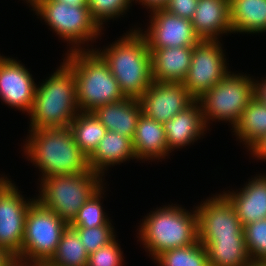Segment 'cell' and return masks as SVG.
I'll return each instance as SVG.
<instances>
[{"label": "cell", "instance_id": "29", "mask_svg": "<svg viewBox=\"0 0 266 266\" xmlns=\"http://www.w3.org/2000/svg\"><path fill=\"white\" fill-rule=\"evenodd\" d=\"M246 248L254 264H266V218L243 226Z\"/></svg>", "mask_w": 266, "mask_h": 266}, {"label": "cell", "instance_id": "32", "mask_svg": "<svg viewBox=\"0 0 266 266\" xmlns=\"http://www.w3.org/2000/svg\"><path fill=\"white\" fill-rule=\"evenodd\" d=\"M131 0H87V7L92 18L100 27L105 19L120 16L130 6Z\"/></svg>", "mask_w": 266, "mask_h": 266}, {"label": "cell", "instance_id": "25", "mask_svg": "<svg viewBox=\"0 0 266 266\" xmlns=\"http://www.w3.org/2000/svg\"><path fill=\"white\" fill-rule=\"evenodd\" d=\"M233 132L251 149L266 136V105L253 97L243 110Z\"/></svg>", "mask_w": 266, "mask_h": 266}, {"label": "cell", "instance_id": "12", "mask_svg": "<svg viewBox=\"0 0 266 266\" xmlns=\"http://www.w3.org/2000/svg\"><path fill=\"white\" fill-rule=\"evenodd\" d=\"M139 101L142 113L164 124L189 107L195 99L183 83L153 81Z\"/></svg>", "mask_w": 266, "mask_h": 266}, {"label": "cell", "instance_id": "41", "mask_svg": "<svg viewBox=\"0 0 266 266\" xmlns=\"http://www.w3.org/2000/svg\"><path fill=\"white\" fill-rule=\"evenodd\" d=\"M38 0H28V3L31 4V6H33Z\"/></svg>", "mask_w": 266, "mask_h": 266}, {"label": "cell", "instance_id": "4", "mask_svg": "<svg viewBox=\"0 0 266 266\" xmlns=\"http://www.w3.org/2000/svg\"><path fill=\"white\" fill-rule=\"evenodd\" d=\"M77 111L76 81L72 70L63 63L45 83L35 89L29 113L31 130L69 127Z\"/></svg>", "mask_w": 266, "mask_h": 266}, {"label": "cell", "instance_id": "42", "mask_svg": "<svg viewBox=\"0 0 266 266\" xmlns=\"http://www.w3.org/2000/svg\"><path fill=\"white\" fill-rule=\"evenodd\" d=\"M252 266H266V264H253Z\"/></svg>", "mask_w": 266, "mask_h": 266}, {"label": "cell", "instance_id": "7", "mask_svg": "<svg viewBox=\"0 0 266 266\" xmlns=\"http://www.w3.org/2000/svg\"><path fill=\"white\" fill-rule=\"evenodd\" d=\"M68 226L67 222L36 199L26 214L23 246L16 260L45 265L55 254Z\"/></svg>", "mask_w": 266, "mask_h": 266}, {"label": "cell", "instance_id": "35", "mask_svg": "<svg viewBox=\"0 0 266 266\" xmlns=\"http://www.w3.org/2000/svg\"><path fill=\"white\" fill-rule=\"evenodd\" d=\"M250 150L258 159L266 160V136L258 141Z\"/></svg>", "mask_w": 266, "mask_h": 266}, {"label": "cell", "instance_id": "9", "mask_svg": "<svg viewBox=\"0 0 266 266\" xmlns=\"http://www.w3.org/2000/svg\"><path fill=\"white\" fill-rule=\"evenodd\" d=\"M32 7L60 37L77 46L100 35L102 27L92 18L87 6H69L55 0H38Z\"/></svg>", "mask_w": 266, "mask_h": 266}, {"label": "cell", "instance_id": "19", "mask_svg": "<svg viewBox=\"0 0 266 266\" xmlns=\"http://www.w3.org/2000/svg\"><path fill=\"white\" fill-rule=\"evenodd\" d=\"M92 113L106 130L133 139L142 106L139 99L126 97L121 101L99 106Z\"/></svg>", "mask_w": 266, "mask_h": 266}, {"label": "cell", "instance_id": "27", "mask_svg": "<svg viewBox=\"0 0 266 266\" xmlns=\"http://www.w3.org/2000/svg\"><path fill=\"white\" fill-rule=\"evenodd\" d=\"M89 254L77 232L68 226L63 232L58 247L45 266H87Z\"/></svg>", "mask_w": 266, "mask_h": 266}, {"label": "cell", "instance_id": "40", "mask_svg": "<svg viewBox=\"0 0 266 266\" xmlns=\"http://www.w3.org/2000/svg\"><path fill=\"white\" fill-rule=\"evenodd\" d=\"M29 262L26 263V262H22V261H19V260H14L9 266H45L44 264H39V263H31L30 264Z\"/></svg>", "mask_w": 266, "mask_h": 266}, {"label": "cell", "instance_id": "2", "mask_svg": "<svg viewBox=\"0 0 266 266\" xmlns=\"http://www.w3.org/2000/svg\"><path fill=\"white\" fill-rule=\"evenodd\" d=\"M30 131L25 152L41 169L43 178L90 170L88 157L79 149L69 127Z\"/></svg>", "mask_w": 266, "mask_h": 266}, {"label": "cell", "instance_id": "38", "mask_svg": "<svg viewBox=\"0 0 266 266\" xmlns=\"http://www.w3.org/2000/svg\"><path fill=\"white\" fill-rule=\"evenodd\" d=\"M133 1V0H132ZM150 9L163 8V6L168 2V0H139Z\"/></svg>", "mask_w": 266, "mask_h": 266}, {"label": "cell", "instance_id": "5", "mask_svg": "<svg viewBox=\"0 0 266 266\" xmlns=\"http://www.w3.org/2000/svg\"><path fill=\"white\" fill-rule=\"evenodd\" d=\"M140 238L154 259L164 251L193 245L198 240L196 210L188 213L178 206L156 209L146 217Z\"/></svg>", "mask_w": 266, "mask_h": 266}, {"label": "cell", "instance_id": "28", "mask_svg": "<svg viewBox=\"0 0 266 266\" xmlns=\"http://www.w3.org/2000/svg\"><path fill=\"white\" fill-rule=\"evenodd\" d=\"M154 260L160 266H210L206 248L199 242L164 251Z\"/></svg>", "mask_w": 266, "mask_h": 266}, {"label": "cell", "instance_id": "18", "mask_svg": "<svg viewBox=\"0 0 266 266\" xmlns=\"http://www.w3.org/2000/svg\"><path fill=\"white\" fill-rule=\"evenodd\" d=\"M195 100L185 110L179 112L172 119L163 124L168 152L172 149L180 148L197 140L201 133H204L205 125L202 108Z\"/></svg>", "mask_w": 266, "mask_h": 266}, {"label": "cell", "instance_id": "36", "mask_svg": "<svg viewBox=\"0 0 266 266\" xmlns=\"http://www.w3.org/2000/svg\"><path fill=\"white\" fill-rule=\"evenodd\" d=\"M254 84V97L266 105V79Z\"/></svg>", "mask_w": 266, "mask_h": 266}, {"label": "cell", "instance_id": "3", "mask_svg": "<svg viewBox=\"0 0 266 266\" xmlns=\"http://www.w3.org/2000/svg\"><path fill=\"white\" fill-rule=\"evenodd\" d=\"M96 52L107 63L125 97L139 99L151 86V53L139 30L131 31L104 52Z\"/></svg>", "mask_w": 266, "mask_h": 266}, {"label": "cell", "instance_id": "13", "mask_svg": "<svg viewBox=\"0 0 266 266\" xmlns=\"http://www.w3.org/2000/svg\"><path fill=\"white\" fill-rule=\"evenodd\" d=\"M196 212L198 238L244 237L243 225L224 194L203 202Z\"/></svg>", "mask_w": 266, "mask_h": 266}, {"label": "cell", "instance_id": "24", "mask_svg": "<svg viewBox=\"0 0 266 266\" xmlns=\"http://www.w3.org/2000/svg\"><path fill=\"white\" fill-rule=\"evenodd\" d=\"M233 32L266 31V0H229Z\"/></svg>", "mask_w": 266, "mask_h": 266}, {"label": "cell", "instance_id": "20", "mask_svg": "<svg viewBox=\"0 0 266 266\" xmlns=\"http://www.w3.org/2000/svg\"><path fill=\"white\" fill-rule=\"evenodd\" d=\"M233 193L224 195L233 204L243 226L266 218V175L255 177L240 192Z\"/></svg>", "mask_w": 266, "mask_h": 266}, {"label": "cell", "instance_id": "31", "mask_svg": "<svg viewBox=\"0 0 266 266\" xmlns=\"http://www.w3.org/2000/svg\"><path fill=\"white\" fill-rule=\"evenodd\" d=\"M71 228H73L77 232L81 243L83 244L89 255L97 251L99 248L109 244L115 239V235H113L114 232L111 225H102L93 228Z\"/></svg>", "mask_w": 266, "mask_h": 266}, {"label": "cell", "instance_id": "11", "mask_svg": "<svg viewBox=\"0 0 266 266\" xmlns=\"http://www.w3.org/2000/svg\"><path fill=\"white\" fill-rule=\"evenodd\" d=\"M10 180L0 177V247L15 259L21 253L25 218L30 205Z\"/></svg>", "mask_w": 266, "mask_h": 266}, {"label": "cell", "instance_id": "22", "mask_svg": "<svg viewBox=\"0 0 266 266\" xmlns=\"http://www.w3.org/2000/svg\"><path fill=\"white\" fill-rule=\"evenodd\" d=\"M135 158L132 139L107 130L94 152L88 157L89 168L97 174L105 167Z\"/></svg>", "mask_w": 266, "mask_h": 266}, {"label": "cell", "instance_id": "39", "mask_svg": "<svg viewBox=\"0 0 266 266\" xmlns=\"http://www.w3.org/2000/svg\"><path fill=\"white\" fill-rule=\"evenodd\" d=\"M64 2L69 6H87V0H55Z\"/></svg>", "mask_w": 266, "mask_h": 266}, {"label": "cell", "instance_id": "26", "mask_svg": "<svg viewBox=\"0 0 266 266\" xmlns=\"http://www.w3.org/2000/svg\"><path fill=\"white\" fill-rule=\"evenodd\" d=\"M69 128L79 149L89 157L101 139L106 135V127L92 112H78Z\"/></svg>", "mask_w": 266, "mask_h": 266}, {"label": "cell", "instance_id": "1", "mask_svg": "<svg viewBox=\"0 0 266 266\" xmlns=\"http://www.w3.org/2000/svg\"><path fill=\"white\" fill-rule=\"evenodd\" d=\"M65 64L72 70L76 81L79 112H93L99 106L126 98L107 63L94 49L82 51L80 47H74Z\"/></svg>", "mask_w": 266, "mask_h": 266}, {"label": "cell", "instance_id": "17", "mask_svg": "<svg viewBox=\"0 0 266 266\" xmlns=\"http://www.w3.org/2000/svg\"><path fill=\"white\" fill-rule=\"evenodd\" d=\"M191 23L200 40H217L219 34L233 32L229 0H198Z\"/></svg>", "mask_w": 266, "mask_h": 266}, {"label": "cell", "instance_id": "15", "mask_svg": "<svg viewBox=\"0 0 266 266\" xmlns=\"http://www.w3.org/2000/svg\"><path fill=\"white\" fill-rule=\"evenodd\" d=\"M36 84L30 72L15 59L0 56V98L11 107L30 113Z\"/></svg>", "mask_w": 266, "mask_h": 266}, {"label": "cell", "instance_id": "23", "mask_svg": "<svg viewBox=\"0 0 266 266\" xmlns=\"http://www.w3.org/2000/svg\"><path fill=\"white\" fill-rule=\"evenodd\" d=\"M206 248L210 266H252L244 237L198 238Z\"/></svg>", "mask_w": 266, "mask_h": 266}, {"label": "cell", "instance_id": "10", "mask_svg": "<svg viewBox=\"0 0 266 266\" xmlns=\"http://www.w3.org/2000/svg\"><path fill=\"white\" fill-rule=\"evenodd\" d=\"M217 40H200L193 46L192 60L184 86L198 100L229 72Z\"/></svg>", "mask_w": 266, "mask_h": 266}, {"label": "cell", "instance_id": "21", "mask_svg": "<svg viewBox=\"0 0 266 266\" xmlns=\"http://www.w3.org/2000/svg\"><path fill=\"white\" fill-rule=\"evenodd\" d=\"M132 143L137 159L158 158L159 160L169 153L163 124L147 117L144 113L138 118Z\"/></svg>", "mask_w": 266, "mask_h": 266}, {"label": "cell", "instance_id": "6", "mask_svg": "<svg viewBox=\"0 0 266 266\" xmlns=\"http://www.w3.org/2000/svg\"><path fill=\"white\" fill-rule=\"evenodd\" d=\"M102 178L91 169L80 174L45 177L37 200L70 224L79 209L101 188Z\"/></svg>", "mask_w": 266, "mask_h": 266}, {"label": "cell", "instance_id": "16", "mask_svg": "<svg viewBox=\"0 0 266 266\" xmlns=\"http://www.w3.org/2000/svg\"><path fill=\"white\" fill-rule=\"evenodd\" d=\"M148 49L154 82L183 83L190 68L193 46Z\"/></svg>", "mask_w": 266, "mask_h": 266}, {"label": "cell", "instance_id": "33", "mask_svg": "<svg viewBox=\"0 0 266 266\" xmlns=\"http://www.w3.org/2000/svg\"><path fill=\"white\" fill-rule=\"evenodd\" d=\"M115 239L91 253L87 266H122V252Z\"/></svg>", "mask_w": 266, "mask_h": 266}, {"label": "cell", "instance_id": "37", "mask_svg": "<svg viewBox=\"0 0 266 266\" xmlns=\"http://www.w3.org/2000/svg\"><path fill=\"white\" fill-rule=\"evenodd\" d=\"M15 258L4 248L0 247V266H9Z\"/></svg>", "mask_w": 266, "mask_h": 266}, {"label": "cell", "instance_id": "34", "mask_svg": "<svg viewBox=\"0 0 266 266\" xmlns=\"http://www.w3.org/2000/svg\"><path fill=\"white\" fill-rule=\"evenodd\" d=\"M198 5V0H168L163 6L167 12L191 20Z\"/></svg>", "mask_w": 266, "mask_h": 266}, {"label": "cell", "instance_id": "14", "mask_svg": "<svg viewBox=\"0 0 266 266\" xmlns=\"http://www.w3.org/2000/svg\"><path fill=\"white\" fill-rule=\"evenodd\" d=\"M152 12L150 28L147 33L142 34L148 48L194 46L200 41L191 20L174 15L163 8L152 9Z\"/></svg>", "mask_w": 266, "mask_h": 266}, {"label": "cell", "instance_id": "8", "mask_svg": "<svg viewBox=\"0 0 266 266\" xmlns=\"http://www.w3.org/2000/svg\"><path fill=\"white\" fill-rule=\"evenodd\" d=\"M230 73L198 99L205 125L214 118L229 121L234 127L254 97V81Z\"/></svg>", "mask_w": 266, "mask_h": 266}, {"label": "cell", "instance_id": "30", "mask_svg": "<svg viewBox=\"0 0 266 266\" xmlns=\"http://www.w3.org/2000/svg\"><path fill=\"white\" fill-rule=\"evenodd\" d=\"M102 188L103 187L93 194L79 209L77 216L69 224L70 227L93 228L102 225H111L109 219L106 218L100 203Z\"/></svg>", "mask_w": 266, "mask_h": 266}]
</instances>
